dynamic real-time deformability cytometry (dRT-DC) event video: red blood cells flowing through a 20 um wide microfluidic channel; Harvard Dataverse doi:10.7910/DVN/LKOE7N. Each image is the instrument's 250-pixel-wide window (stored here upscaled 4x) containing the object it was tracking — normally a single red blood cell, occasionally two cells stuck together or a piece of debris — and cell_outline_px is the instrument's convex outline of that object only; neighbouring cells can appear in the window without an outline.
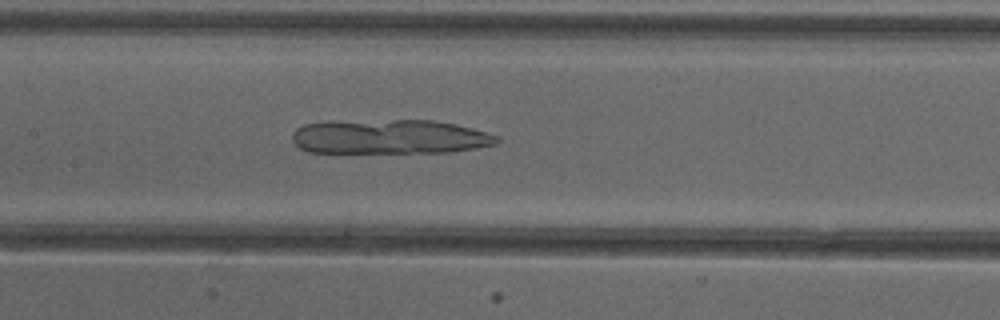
{"species": "common noctule bat (a hibernating species)", "species_latin": "Nyctalus noctula", "temperature_condition": "cold", "stored_images_in_passage": 48, "camera_frame_rate_fps": 3000, "um_per_image_px": 0.085, "animal": {"sex": "female"}, "frame": {"image": 1, "passage_image": 22, "time_ms": 7.0, "image_size_px": [1000, 320], "cell_outline_px": [[500, 140], [496, 144], [476, 148], [448, 152], [308, 152], [300, 148], [292, 140], [292, 132], [296, 128], [304, 124], [332, 120], [432, 120], [456, 124], [472, 128], [500, 136]], "centroid_in_image_um": [33.1, 11.61], "position_along_channel_um": 174.3, "area_um2": 41.44}}
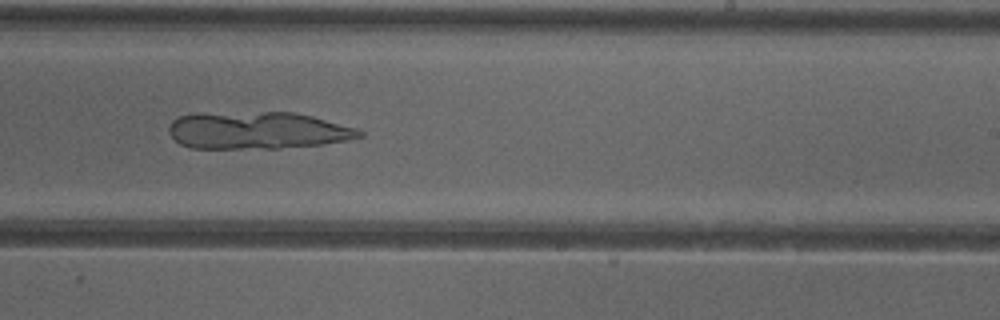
{"frame": {"image": 2, "passage_image": 29, "time_ms": 9.333, "image_size_px": [1000, 320], "cell_outline_px": [[364, 136], [324, 144], [280, 148], [192, 148], [180, 144], [168, 132], [168, 124], [172, 120], [180, 116], [264, 112], [296, 112], [312, 116], [356, 128], [364, 132]], "centroid_in_image_um": [21.92, 11.1], "position_along_channel_um": 267.1, "area_um2": 40.69}}
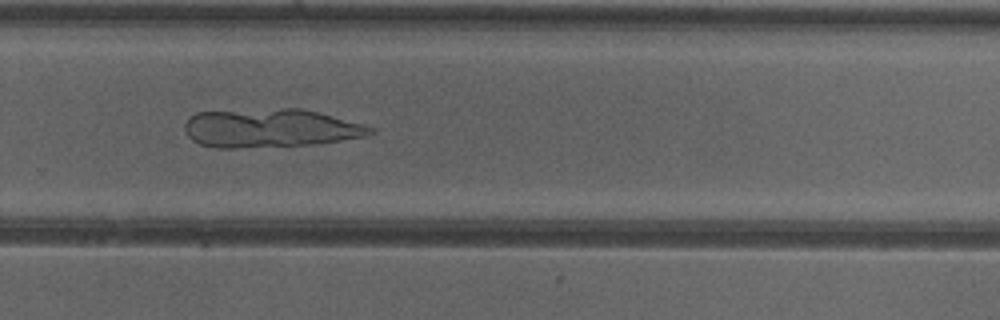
{"frame": {"image": 3, "passage_image": 32, "time_ms": 10.333, "image_size_px": [1000, 320], "cell_outline_px": [[376, 132], [368, 136], [316, 144], [236, 148], [216, 148], [200, 144], [192, 140], [188, 136], [184, 128], [184, 124], [196, 112], [284, 108], [300, 108], [320, 112], [376, 128]], "centroid_in_image_um": [23.01, 10.89], "position_along_channel_um": 306.8, "area_um2": 41.91}}